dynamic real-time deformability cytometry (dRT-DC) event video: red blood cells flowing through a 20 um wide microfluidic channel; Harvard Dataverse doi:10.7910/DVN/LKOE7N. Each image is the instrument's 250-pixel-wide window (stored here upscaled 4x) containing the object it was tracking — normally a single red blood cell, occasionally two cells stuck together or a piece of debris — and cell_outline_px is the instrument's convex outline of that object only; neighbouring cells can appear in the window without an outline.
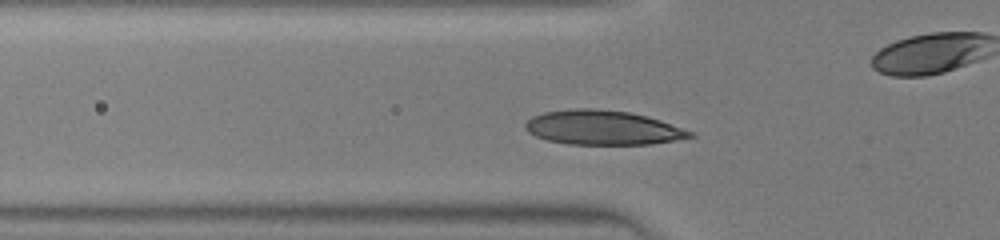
{"species": "human", "species_latin": "Homo sapiens", "temperature_condition": "warm", "stored_images_in_passage": 30, "camera_frame_rate_fps": 3000, "um_per_image_px": 0.085, "donor": {"sex": "male"}, "frame": {"image": 1, "passage_image": 5, "time_ms": 1.333, "image_size_px": [1000, 240], "cell_outline_px": [[696, 136], [652, 144], [568, 144], [548, 140], [536, 136], [528, 132], [524, 128], [524, 124], [532, 116], [544, 112], [572, 108], [596, 108], [628, 112], [648, 116], [696, 132]], "centroid_in_image_um": [51.24, 10.84], "position_along_channel_um": 74.6, "area_um2": 33.18}}
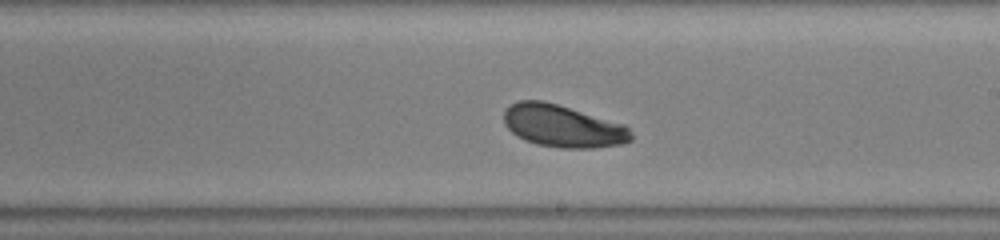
{"frame": {"image": 2, "passage_image": 16, "time_ms": 5.0, "image_size_px": [1000, 240], "cell_outline_px": [[632, 140], [620, 144], [592, 148], [560, 148], [536, 144], [524, 140], [516, 136], [504, 124], [504, 112], [512, 104], [520, 100], [544, 100], [624, 124], [632, 132]], "centroid_in_image_um": [47.83, 10.72], "position_along_channel_um": 241.2, "area_um2": 31.33}}
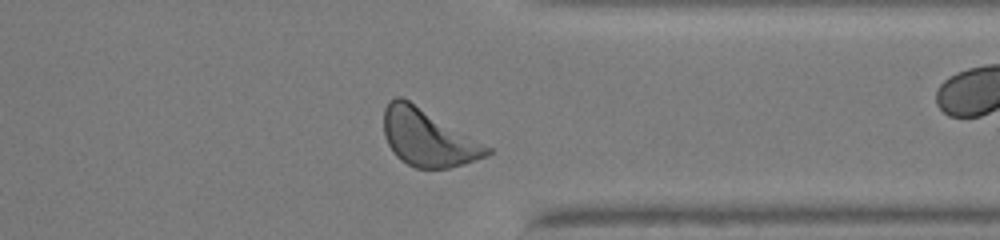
{"frame": {"image": 3, "passage_image": 25, "time_ms": 8.0, "image_size_px": [1000, 240], "cell_outline_px": [[492, 152], [488, 156], [464, 164], [448, 168], [416, 168], [400, 160], [392, 152], [384, 136], [384, 108], [388, 100], [396, 96], [400, 96], [408, 100], [492, 148]], "centroid_in_image_um": [36.35, 11.71], "position_along_channel_um": 375.0, "area_um2": 34.16}}